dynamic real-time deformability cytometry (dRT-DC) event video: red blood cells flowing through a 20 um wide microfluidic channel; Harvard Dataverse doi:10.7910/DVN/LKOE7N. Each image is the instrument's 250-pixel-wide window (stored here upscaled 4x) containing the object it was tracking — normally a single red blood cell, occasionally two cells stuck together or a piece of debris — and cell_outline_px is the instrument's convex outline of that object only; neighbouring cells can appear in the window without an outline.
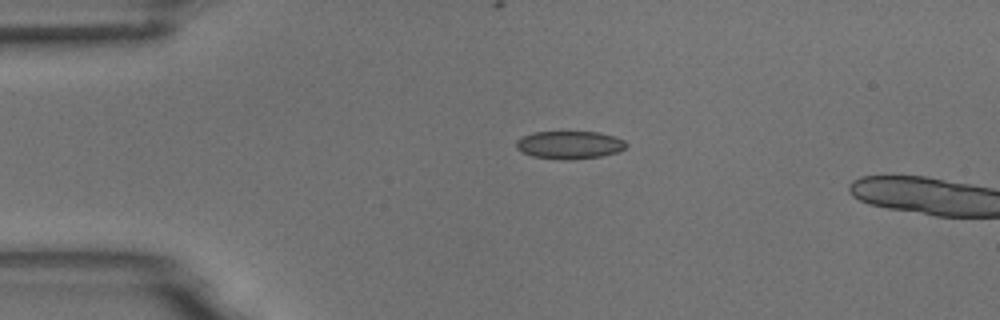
{"species": "common noctule bat (a hibernating species)", "species_latin": "Nyctalus noctula", "temperature_condition": "room temperature", "stored_images_in_passage": 3, "camera_frame_rate_fps": 3000, "um_per_image_px": 0.085, "animal": {"sex": "male", "body_mass_g": 18.8}, "frame": {"image": 1, "passage_image": 1, "time_ms": 0.0, "image_size_px": [1000, 320], "cell_outline_px": [[628, 144], [620, 152], [600, 156], [572, 160], [560, 160], [532, 156], [516, 148], [516, 140], [532, 132], [600, 132], [616, 136], [624, 140]], "centroid_in_image_um": [48.44, 12.32], "position_along_channel_um": 36.6, "area_um2": 18.03}}